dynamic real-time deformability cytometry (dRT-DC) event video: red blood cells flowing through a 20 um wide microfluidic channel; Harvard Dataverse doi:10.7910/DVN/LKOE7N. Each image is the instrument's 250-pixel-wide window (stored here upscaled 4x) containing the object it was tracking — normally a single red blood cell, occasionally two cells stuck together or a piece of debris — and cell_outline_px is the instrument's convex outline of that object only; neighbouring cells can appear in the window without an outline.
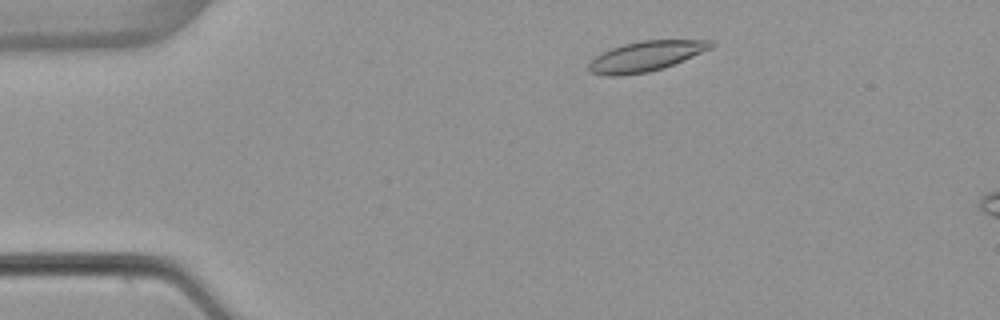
{"species": "common noctule bat (a hibernating species)", "species_latin": "Nyctalus noctula", "temperature_condition": "warm", "stored_images_in_passage": 49, "segment_of_instrument_passage": [1, 2], "camera_frame_rate_fps": 3000, "um_per_image_px": 0.085, "animal": {"sex": "female", "body_mass_g": 22.7, "forearm_length_mm": 54.2}, "frame": {"image": 1, "passage_image": 5, "time_ms": 1.333, "image_size_px": [1000, 320], "cell_outline_px": [[716, 44], [712, 48], [664, 68], [648, 72], [620, 76], [604, 76], [588, 72], [588, 64], [596, 56], [612, 48], [624, 44], [640, 40], [712, 40]], "centroid_in_image_um": [54.89, 4.79], "position_along_channel_um": 30.1, "area_um2": 21.5}}
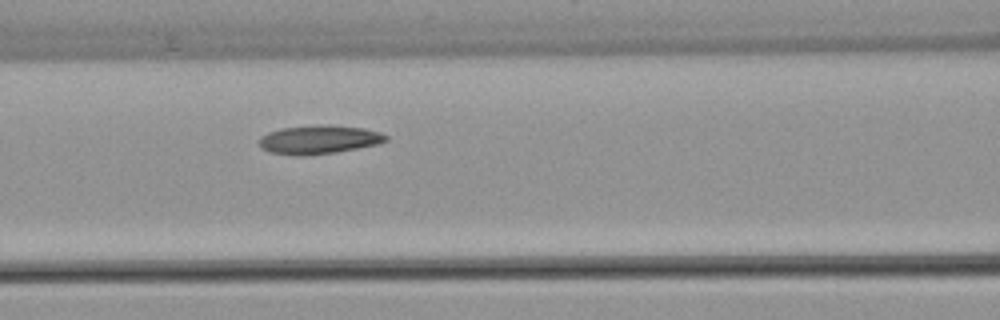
{"frame": {"image": 2, "passage_image": 18, "time_ms": 5.667, "image_size_px": [1000, 320], "cell_outline_px": [[388, 140], [380, 144], [336, 152], [308, 156], [296, 156], [268, 152], [260, 148], [256, 140], [260, 136], [268, 132], [280, 128], [324, 124], [328, 124], [364, 128], [380, 132], [388, 136]], "centroid_in_image_um": [27.07, 11.87], "position_along_channel_um": 139.5, "area_um2": 21.73}}
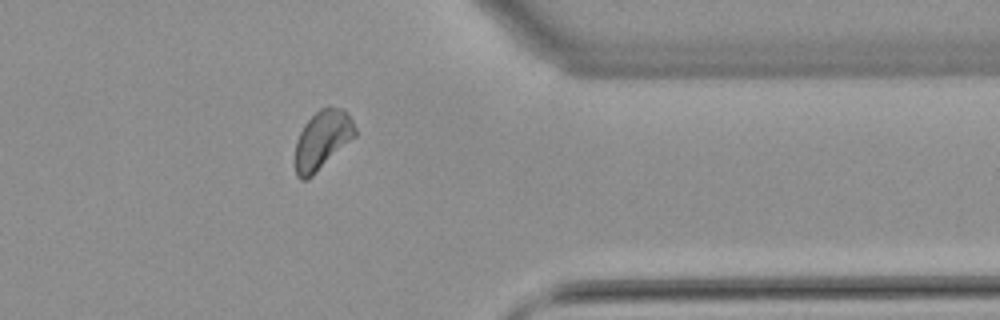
{"frame": {"image": 3, "passage_image": 38, "time_ms": 12.333, "image_size_px": [1000, 320], "cell_outline_px": [[356, 136], [308, 180], [300, 180], [296, 176], [296, 140], [304, 124], [320, 108], [328, 104], [344, 108], [352, 120], [356, 128]], "centroid_in_image_um": [27.41, 11.86], "position_along_channel_um": 384.0, "area_um2": 20.75}}